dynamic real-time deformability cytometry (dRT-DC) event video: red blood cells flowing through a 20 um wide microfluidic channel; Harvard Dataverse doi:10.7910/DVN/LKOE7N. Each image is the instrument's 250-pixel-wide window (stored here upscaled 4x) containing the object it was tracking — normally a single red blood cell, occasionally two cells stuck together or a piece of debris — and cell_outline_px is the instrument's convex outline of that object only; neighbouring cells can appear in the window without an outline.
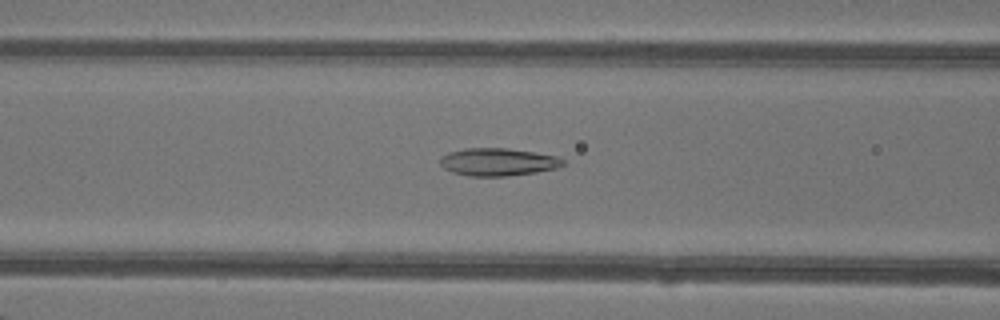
{"species": "common noctule bat (a hibernating species)", "species_latin": "Nyctalus noctula", "temperature_condition": "warm", "stored_images_in_passage": 37, "camera_frame_rate_fps": 3000, "um_per_image_px": 0.085, "animal": {"sex": "female"}, "frame": {"image": 1, "passage_image": 12, "time_ms": 3.667, "image_size_px": [1000, 320], "cell_outline_px": [[564, 164], [556, 168], [536, 172], [508, 176], [468, 176], [452, 172], [444, 168], [440, 164], [440, 156], [448, 152], [464, 148], [508, 148], [556, 156], [564, 160]], "centroid_in_image_um": [42.28, 13.76], "position_along_channel_um": 124.3, "area_um2": 19.83}}
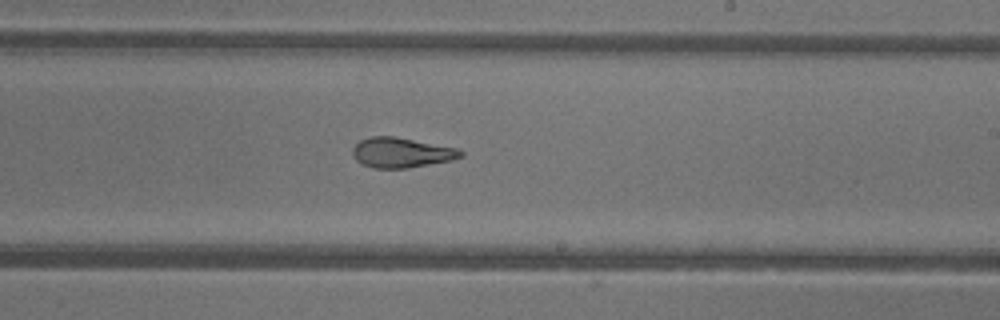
{"frame": {"image": 2, "passage_image": 21, "time_ms": 6.667, "image_size_px": [1000, 320], "cell_outline_px": [[464, 156], [452, 160], [408, 168], [372, 168], [356, 160], [352, 156], [352, 148], [360, 140], [372, 136], [392, 136], [460, 148], [464, 152]], "centroid_in_image_um": [34.14, 12.97], "position_along_channel_um": 254.9, "area_um2": 19.02}}
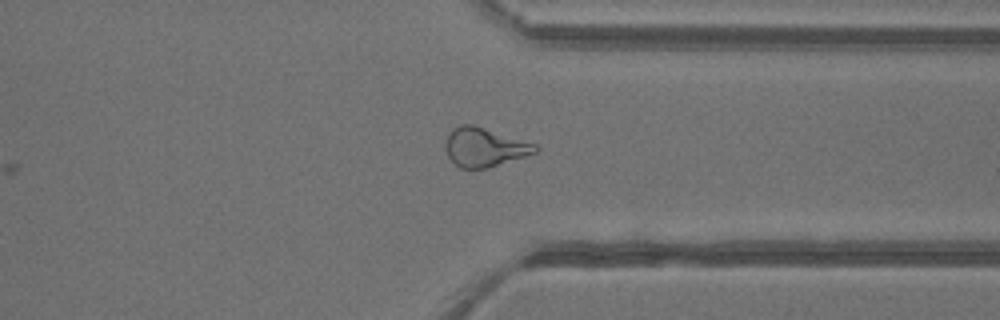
{"frame": {"image": 3, "passage_image": 29, "time_ms": 9.333, "image_size_px": [1000, 320], "cell_outline_px": [[540, 148], [536, 152], [488, 168], [460, 168], [448, 156], [444, 148], [444, 144], [452, 128], [460, 124], [472, 124], [536, 144]], "centroid_in_image_um": [41.15, 12.5], "position_along_channel_um": 370.2, "area_um2": 20.17}, "authors_computed_cell_mechanics": {"area_um2": 18.9006, "velocity_mm_per_s": 4.3582, "shape_relaxation_time_tau1_ms": null, "shape_relaxation_time_tau2_ms": 0.9518, "deformation_change_tau1": null, "deformation_change_tau2": 0.0813}}